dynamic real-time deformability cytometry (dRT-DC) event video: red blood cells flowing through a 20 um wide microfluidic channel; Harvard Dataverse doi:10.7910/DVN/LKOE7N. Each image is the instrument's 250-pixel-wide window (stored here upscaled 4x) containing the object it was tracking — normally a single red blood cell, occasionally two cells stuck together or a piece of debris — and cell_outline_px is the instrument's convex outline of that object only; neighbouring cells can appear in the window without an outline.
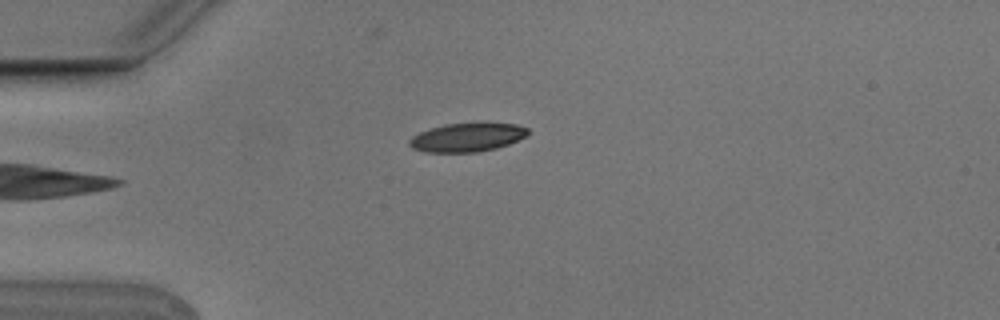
{"species": "Egyptian fruit bat (a non-hibernating species)", "species_latin": "Rousettus aegyptiacus", "temperature_condition": "cold", "stored_images_in_passage": 4, "camera_frame_rate_fps": 3000, "um_per_image_px": 0.085, "animal": {"sex": "male"}, "frame": {"image": 1, "passage_image": 4, "time_ms": 1.0, "image_size_px": [1000, 320], "cell_outline_px": [[532, 132], [528, 136], [508, 144], [496, 148], [476, 152], [424, 152], [412, 148], [408, 144], [408, 140], [412, 136], [420, 132], [444, 124], [480, 120], [484, 120], [516, 124], [528, 128]], "centroid_in_image_um": [39.78, 11.62], "position_along_channel_um": 45.2, "area_um2": 20.75}}